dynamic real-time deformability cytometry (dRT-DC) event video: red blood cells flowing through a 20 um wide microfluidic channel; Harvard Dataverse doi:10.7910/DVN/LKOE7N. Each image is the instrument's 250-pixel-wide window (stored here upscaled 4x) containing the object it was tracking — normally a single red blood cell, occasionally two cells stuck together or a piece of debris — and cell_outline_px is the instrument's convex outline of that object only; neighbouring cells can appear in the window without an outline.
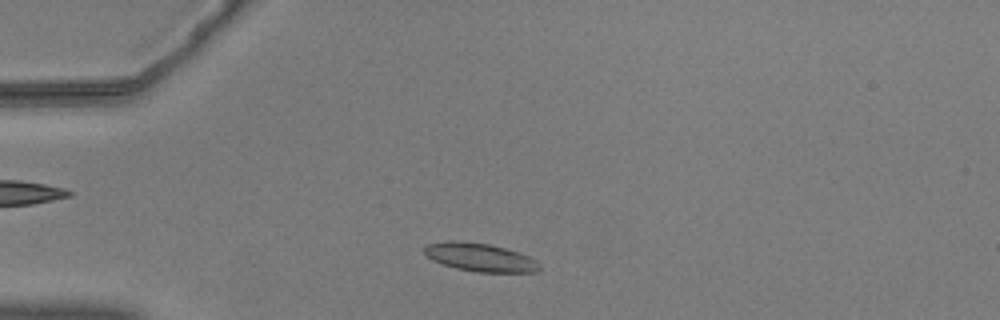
{"species": "common noctule bat (a hibernating species)", "species_latin": "Nyctalus noctula", "temperature_condition": "warm", "stored_images_in_passage": 47, "camera_frame_rate_fps": 3000, "um_per_image_px": 0.085, "animal": {"sex": "male", "body_mass_g": 20.5, "forearm_length_mm": 52.5}, "frame": {"image": 1, "passage_image": 6, "time_ms": 1.667, "image_size_px": [1000, 320], "cell_outline_px": [[540, 268], [536, 272], [476, 272], [456, 268], [432, 260], [424, 252], [424, 248], [428, 244], [448, 240], [456, 240], [488, 244], [520, 252], [536, 260], [540, 264]], "centroid_in_image_um": [40.82, 21.87], "position_along_channel_um": 44.2, "area_um2": 18.9}}
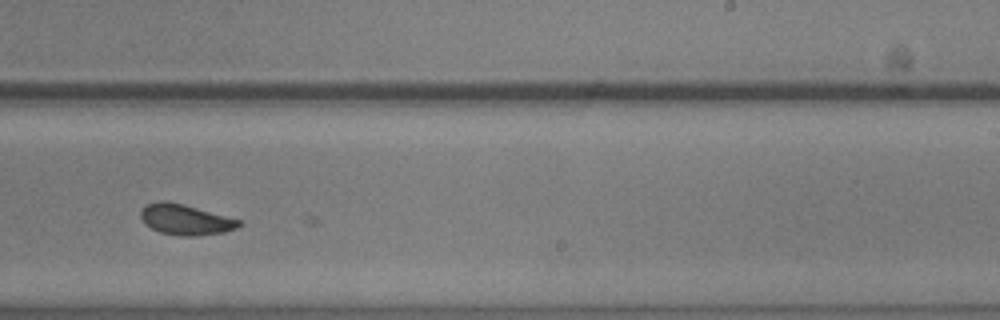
{"frame": {"image": 2, "passage_image": 27, "time_ms": 8.667, "image_size_px": [1000, 320], "cell_outline_px": [[240, 224], [236, 228], [224, 232], [196, 236], [180, 236], [160, 232], [144, 224], [140, 216], [140, 212], [148, 204], [160, 200], [164, 200], [184, 204], [240, 220]], "centroid_in_image_um": [15.73, 18.67], "position_along_channel_um": 273.3, "area_um2": 17.34}}
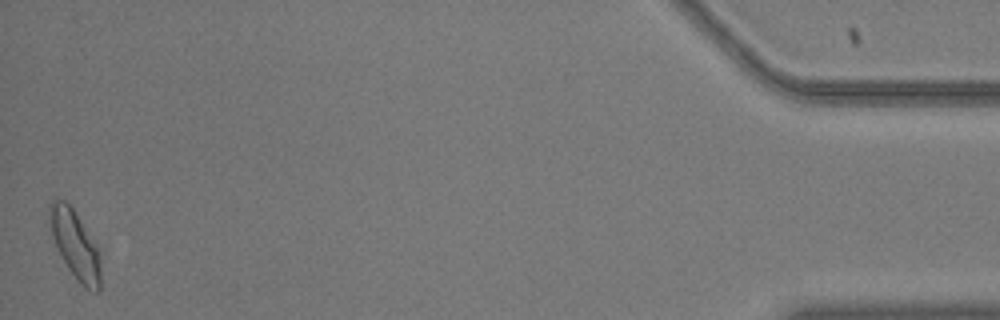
{"frame": {"image": 3, "passage_image": 47, "time_ms": 15.333, "image_size_px": [1000, 320], "cell_outline_px": [[104, 248], [100, 292], [96, 292], [84, 288], [80, 284], [68, 268], [56, 248], [52, 236], [48, 216], [48, 204], [52, 200], [64, 200], [72, 208]], "centroid_in_image_um": [6.5, 20.83], "position_along_channel_um": 428.7, "area_um2": 21.79}, "authors_computed_cell_mechanics": {"area_um2": 18.0336, "velocity_mm_per_s": 3.6391, "shape_relaxation_time_tau1_ms": null, "shape_relaxation_time_tau2_ms": 2.7553, "deformation_change_tau1": null, "deformation_change_tau2": 0.0738}}